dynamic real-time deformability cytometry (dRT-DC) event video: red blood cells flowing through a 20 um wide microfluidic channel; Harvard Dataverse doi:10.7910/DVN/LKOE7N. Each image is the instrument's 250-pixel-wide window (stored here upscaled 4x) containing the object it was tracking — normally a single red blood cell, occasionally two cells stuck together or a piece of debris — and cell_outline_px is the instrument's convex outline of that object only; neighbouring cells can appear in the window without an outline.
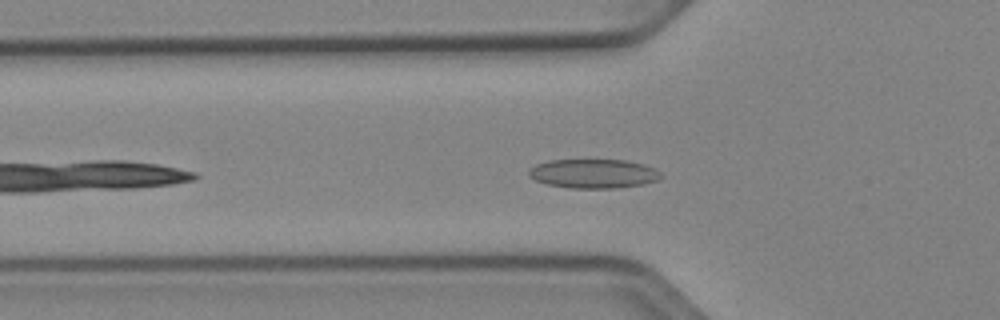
{"species": "Egyptian fruit bat (a non-hibernating species)", "species_latin": "Rousettus aegyptiacus", "temperature_condition": "cold", "stored_images_in_passage": 34, "camera_frame_rate_fps": 3000, "um_per_image_px": 0.085, "animal": {"sex": "female"}, "frame": {"image": 1, "passage_image": 5, "time_ms": 1.333, "image_size_px": [1000, 320], "cell_outline_px": [[664, 176], [660, 180], [644, 184], [616, 188], [572, 188], [548, 184], [536, 180], [528, 176], [528, 168], [536, 164], [548, 160], [624, 160], [644, 164], [660, 172]], "centroid_in_image_um": [50.45, 14.76], "position_along_channel_um": 75.3, "area_um2": 22.54}}
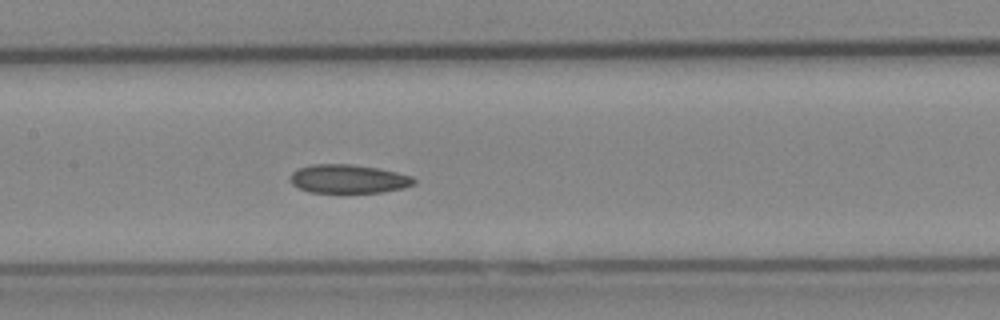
{"frame": {"image": 2, "passage_image": 13, "time_ms": 4.0, "image_size_px": [1000, 320], "cell_outline_px": [[416, 184], [404, 188], [380, 192], [308, 192], [292, 184], [292, 172], [300, 168], [312, 164], [352, 164], [380, 168], [412, 176], [416, 180]], "centroid_in_image_um": [29.67, 15.2], "position_along_channel_um": 177.7, "area_um2": 20.58}}
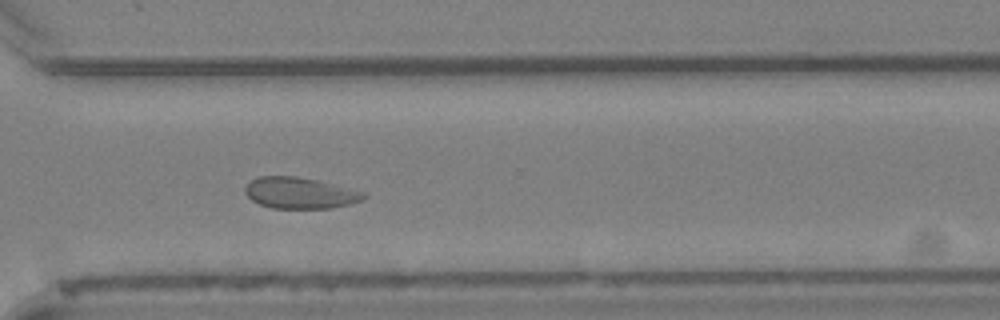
{"frame": {"image": 3, "passage_image": 26, "time_ms": 8.333, "image_size_px": [1000, 320], "cell_outline_px": [[368, 196], [360, 200], [348, 204], [332, 208], [272, 208], [260, 204], [252, 200], [244, 192], [244, 188], [252, 180], [260, 176], [292, 176], [316, 180], [364, 192]], "centroid_in_image_um": [25.47, 16.41], "position_along_channel_um": 345.1, "area_um2": 21.21}, "authors_computed_cell_mechanics": {"area_um2": 21.3571, "velocity_mm_per_s": 3.8378, "shape_relaxation_time_tau1_ms": null, "shape_relaxation_time_tau2_ms": 3.2039, "deformation_change_tau1": null, "deformation_change_tau2": 0.0659}}